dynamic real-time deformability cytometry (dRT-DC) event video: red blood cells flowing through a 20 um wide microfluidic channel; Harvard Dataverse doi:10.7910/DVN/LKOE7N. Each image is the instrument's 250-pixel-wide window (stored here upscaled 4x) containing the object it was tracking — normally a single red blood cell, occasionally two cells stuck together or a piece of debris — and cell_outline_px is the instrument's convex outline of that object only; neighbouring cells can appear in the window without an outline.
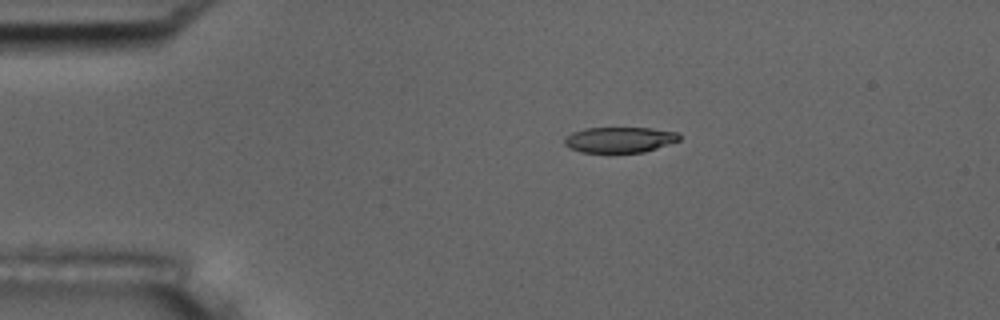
{"species": "common noctule bat (a hibernating species)", "species_latin": "Nyctalus noctula", "temperature_condition": "room temperature", "stored_images_in_passage": 45, "camera_frame_rate_fps": 3000, "um_per_image_px": 0.085, "animal": {"sex": "male", "body_mass_g": 17.5, "forearm_length_mm": 52.3}, "frame": {"image": 1, "passage_image": 1, "time_ms": 0.0, "image_size_px": [1000, 320], "cell_outline_px": [[680, 140], [644, 152], [608, 156], [580, 152], [568, 148], [564, 144], [564, 136], [572, 132], [584, 128], [652, 128], [680, 132]], "centroid_in_image_um": [52.61, 11.93], "position_along_channel_um": 32.4, "area_um2": 18.21}}
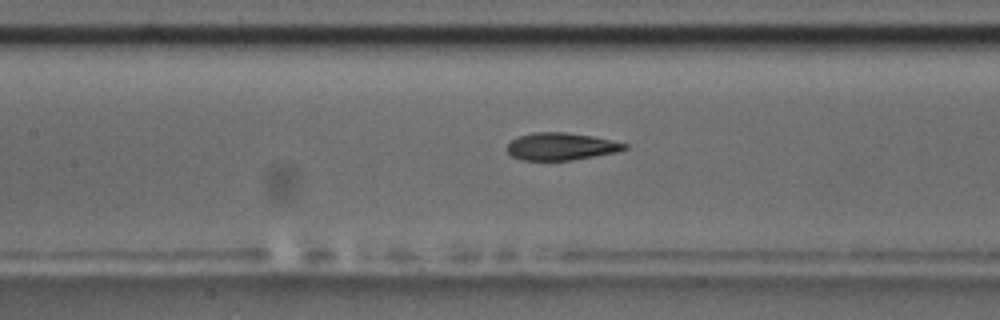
{"frame": {"image": 2, "passage_image": 15, "time_ms": 4.667, "image_size_px": [1000, 320], "cell_outline_px": [[628, 148], [616, 152], [572, 160], [524, 160], [512, 156], [508, 152], [508, 144], [512, 140], [520, 136], [532, 132], [564, 132], [592, 136], [628, 144]], "centroid_in_image_um": [47.69, 12.44], "position_along_channel_um": 159.7, "area_um2": 18.5}}
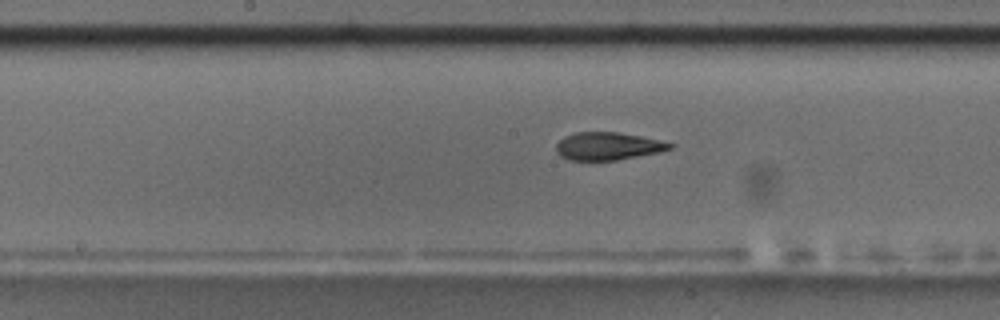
{"frame": {"image": 3, "passage_image": 18, "time_ms": 5.667, "image_size_px": [1000, 320], "cell_outline_px": [[676, 144], [672, 148], [660, 152], [616, 160], [568, 160], [560, 156], [556, 152], [556, 144], [564, 136], [576, 132], [616, 132], [640, 136]], "centroid_in_image_um": [51.65, 12.42], "position_along_channel_um": 196.5, "area_um2": 18.38}, "authors_computed_cell_mechanics": {"area_um2": 19.2474, "velocity_mm_per_s": 3.711, "shape_relaxation_time_tau1_ms": 6.367, "shape_relaxation_time_tau2_ms": 2.0451, "deformation_change_tau1": 0.1759, "deformation_change_tau2": 0.1045}}